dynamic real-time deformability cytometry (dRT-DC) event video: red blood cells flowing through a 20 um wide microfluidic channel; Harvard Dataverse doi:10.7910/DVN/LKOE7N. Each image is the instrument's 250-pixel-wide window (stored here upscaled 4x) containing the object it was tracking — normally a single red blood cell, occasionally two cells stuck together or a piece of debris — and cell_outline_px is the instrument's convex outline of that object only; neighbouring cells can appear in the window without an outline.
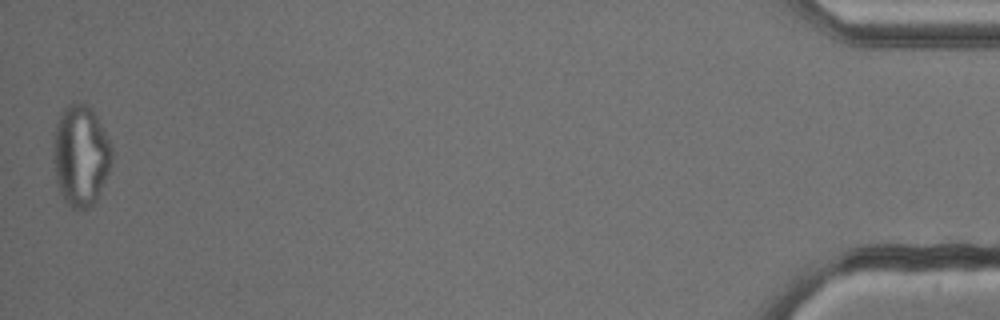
{"species": "common noctule bat (a hibernating species)", "species_latin": "Nyctalus noctula", "temperature_condition": "cold", "stored_images_in_passage": 53, "camera_frame_rate_fps": 3000, "um_per_image_px": 0.085, "animal": {"sex": "male", "body_mass_g": 13.3}, "frame": {"image": 1, "passage_image": 53, "time_ms": 17.333, "image_size_px": [1000, 320], "cell_outline_px": [[112, 160], [108, 172], [96, 200], [88, 208], [72, 208], [64, 200], [60, 192], [56, 180], [52, 160], [56, 124], [60, 112], [68, 104], [88, 104], [92, 108], [112, 148]], "centroid_in_image_um": [6.83, 13.22], "position_along_channel_um": 428.4, "area_um2": 34.16}}